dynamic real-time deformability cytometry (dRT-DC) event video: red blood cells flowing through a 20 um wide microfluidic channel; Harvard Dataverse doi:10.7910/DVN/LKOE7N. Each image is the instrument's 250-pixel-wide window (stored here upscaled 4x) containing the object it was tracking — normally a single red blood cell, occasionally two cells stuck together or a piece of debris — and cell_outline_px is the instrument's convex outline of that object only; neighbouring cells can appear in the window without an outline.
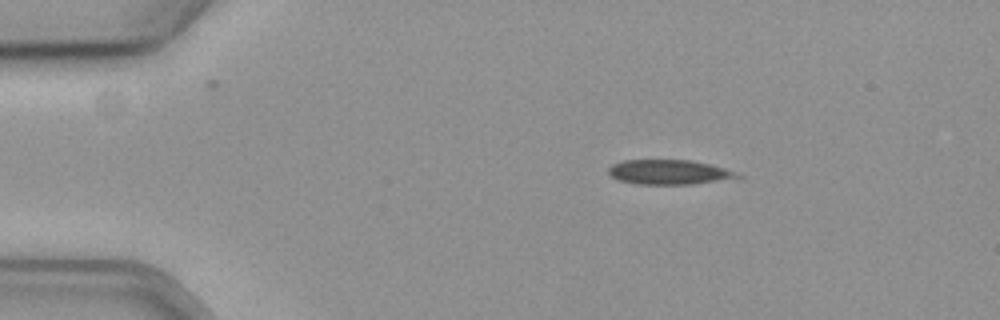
{"species": "common noctule bat (a hibernating species)", "species_latin": "Nyctalus noctula", "temperature_condition": "cold", "stored_images_in_passage": 8, "camera_frame_rate_fps": 3000, "um_per_image_px": 0.085, "animal": {"sex": "female", "body_mass_g": 19.3, "forearm_length_mm": 54.1}, "frame": {"image": 1, "passage_image": 1, "time_ms": 0.0, "image_size_px": [1000, 320], "cell_outline_px": [[744, 176], [740, 180], [692, 184], [636, 184], [620, 180], [612, 176], [608, 172], [608, 168], [612, 164], [624, 160], [688, 160], [708, 164], [724, 168]], "centroid_in_image_um": [56.97, 14.65], "position_along_channel_um": 28.0, "area_um2": 18.79}}